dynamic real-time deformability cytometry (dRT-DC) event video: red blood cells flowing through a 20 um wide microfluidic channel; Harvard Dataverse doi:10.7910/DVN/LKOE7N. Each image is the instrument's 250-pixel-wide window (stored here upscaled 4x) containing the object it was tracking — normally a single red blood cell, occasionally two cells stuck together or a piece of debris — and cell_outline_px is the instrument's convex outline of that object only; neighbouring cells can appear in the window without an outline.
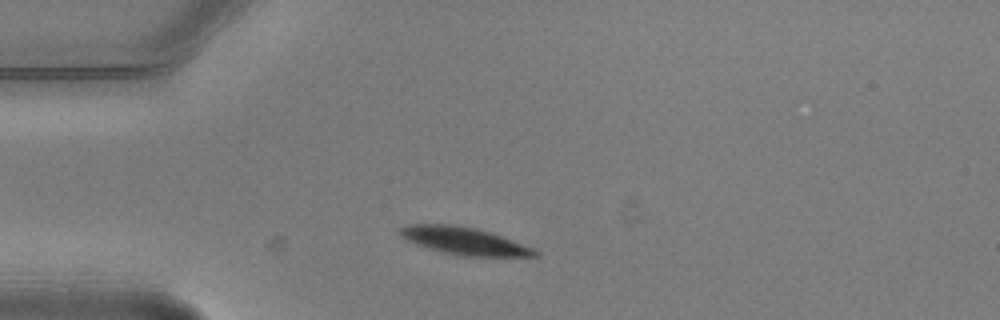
{"species": "common noctule bat (a hibernating species)", "species_latin": "Nyctalus noctula", "temperature_condition": "warm", "stored_images_in_passage": 4, "camera_frame_rate_fps": 3000, "um_per_image_px": 0.085, "animal": {"sex": "male", "body_mass_g": 20.5, "forearm_length_mm": 52.5}, "frame": {"image": 1, "passage_image": 1, "time_ms": 0.0, "image_size_px": [1000, 320], "cell_outline_px": [[540, 256], [460, 256], [428, 248], [416, 244], [400, 236], [400, 228], [412, 224], [452, 224], [476, 228], [512, 240], [532, 248], [540, 252]], "centroid_in_image_um": [39.45, 20.48], "position_along_channel_um": 45.5, "area_um2": 21.21}}
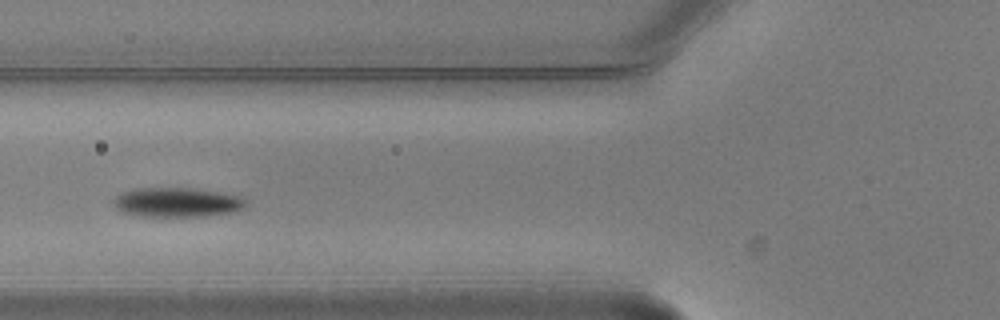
{"frame": {"image": 2, "passage_image": 3, "time_ms": 0.667, "image_size_px": [1000, 320], "cell_outline_px": [[248, 204], [244, 208], [236, 212], [204, 216], [144, 216], [124, 212], [116, 208], [116, 196], [124, 192], [136, 188], [192, 188], [220, 192], [240, 196]], "centroid_in_image_um": [15.13, 17.19], "position_along_channel_um": 110.7, "area_um2": 22.48}}
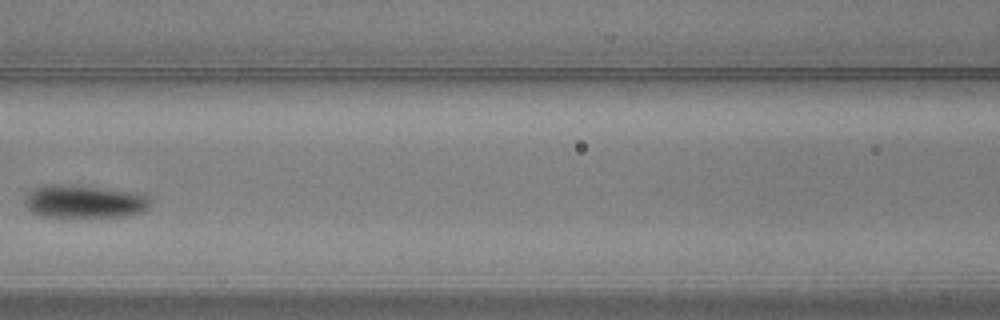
{"frame": {"image": 3, "passage_image": 4, "time_ms": 1.0, "image_size_px": [1000, 320], "cell_outline_px": [[148, 208], [140, 212], [128, 216], [40, 216], [32, 212], [28, 208], [28, 196], [32, 188], [52, 184], [72, 184], [136, 192], [148, 196]], "centroid_in_image_um": [7.19, 17.11], "position_along_channel_um": 159.4, "area_um2": 23.7}}